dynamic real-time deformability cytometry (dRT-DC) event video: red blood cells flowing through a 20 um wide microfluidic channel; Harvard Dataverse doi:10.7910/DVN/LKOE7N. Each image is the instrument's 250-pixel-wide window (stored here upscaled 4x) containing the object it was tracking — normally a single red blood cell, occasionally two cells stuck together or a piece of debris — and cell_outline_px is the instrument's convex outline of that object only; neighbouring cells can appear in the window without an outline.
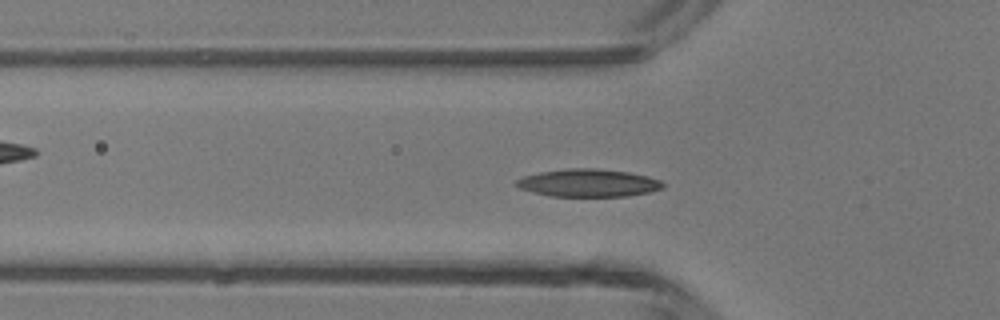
{"species": "common noctule bat (a hibernating species)", "species_latin": "Nyctalus noctula", "temperature_condition": "room temperature", "stored_images_in_passage": 47, "camera_frame_rate_fps": 3000, "um_per_image_px": 0.085, "animal": {"sex": "male", "body_mass_g": 13.3}, "frame": {"image": 1, "passage_image": 15, "time_ms": 4.667, "image_size_px": [1000, 320], "cell_outline_px": [[664, 188], [648, 192], [628, 196], [552, 196], [532, 192], [520, 188], [512, 184], [516, 180], [524, 176], [540, 172], [568, 168], [596, 168], [628, 172], [648, 176], [660, 180], [664, 184]], "centroid_in_image_um": [50.0, 15.54], "position_along_channel_um": 75.8, "area_um2": 23.7}}
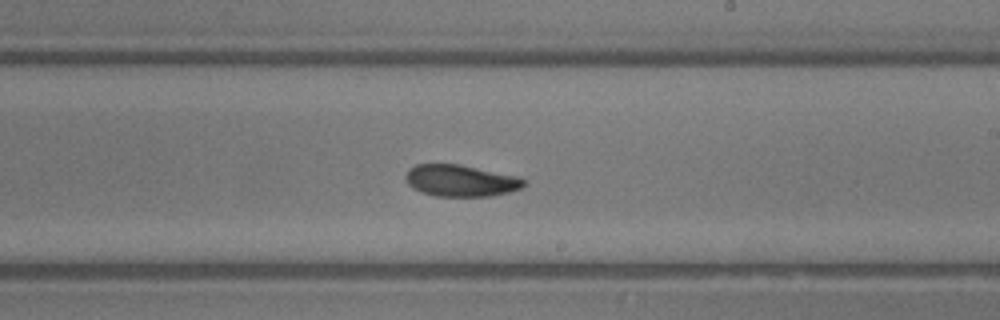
{"frame": {"image": 2, "passage_image": 27, "time_ms": 8.667, "image_size_px": [1000, 320], "cell_outline_px": [[528, 184], [520, 188], [508, 192], [492, 196], [436, 196], [420, 192], [412, 188], [404, 180], [404, 176], [408, 168], [416, 164], [460, 164], [520, 176]], "centroid_in_image_um": [39.14, 15.35], "position_along_channel_um": 249.9, "area_um2": 22.2}}
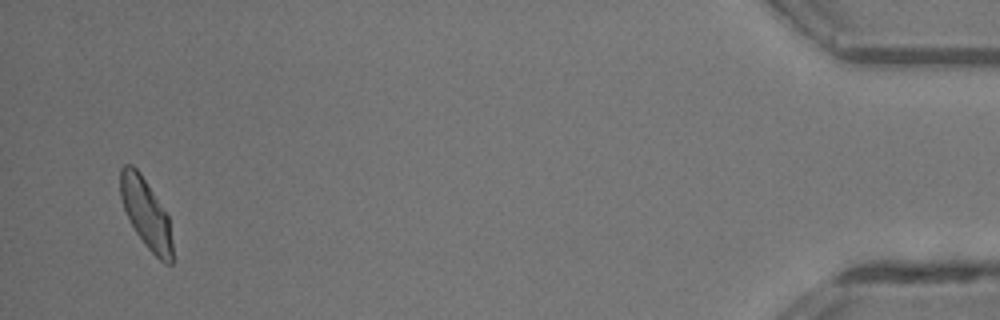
{"frame": {"image": 3, "passage_image": 45, "time_ms": 14.667, "image_size_px": [1000, 320], "cell_outline_px": [[172, 264], [164, 264], [144, 244], [136, 232], [124, 208], [120, 196], [120, 168], [124, 164], [132, 164], [140, 172], [168, 216], [172, 244]], "centroid_in_image_um": [12.4, 18.13], "position_along_channel_um": 422.8, "area_um2": 20.75}, "authors_computed_cell_mechanics": {"area_um2": 22.0218, "velocity_mm_per_s": 4.3277, "shape_relaxation_time_tau1_ms": 3.3907, "shape_relaxation_time_tau2_ms": 3.4739, "deformation_change_tau1": 0.1324, "deformation_change_tau2": 0.093}}